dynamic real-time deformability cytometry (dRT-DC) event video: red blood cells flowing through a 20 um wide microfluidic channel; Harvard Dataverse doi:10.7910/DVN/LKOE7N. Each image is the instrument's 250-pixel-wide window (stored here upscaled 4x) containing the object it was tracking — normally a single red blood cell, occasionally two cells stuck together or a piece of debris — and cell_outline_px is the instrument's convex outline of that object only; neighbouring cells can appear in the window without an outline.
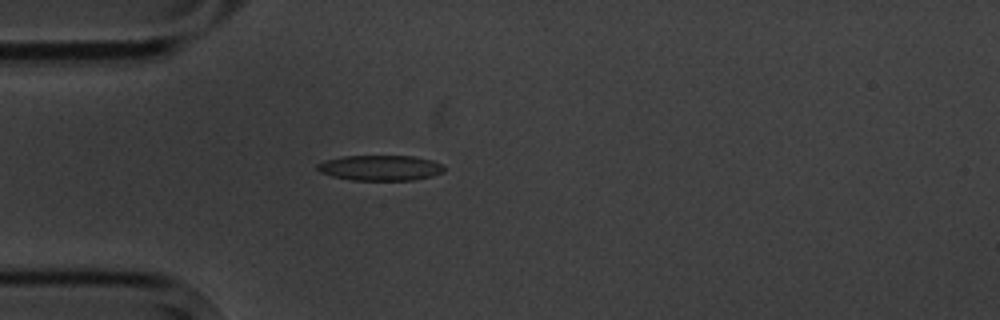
{"species": "common noctule bat (a hibernating species)", "species_latin": "Nyctalus noctula", "temperature_condition": "cold", "stored_images_in_passage": 2, "camera_frame_rate_fps": 3000, "um_per_image_px": 0.085, "animal": {"sex": "male", "body_mass_g": 20.1, "forearm_length_mm": 53.5}, "frame": {"image": 1, "passage_image": 2, "time_ms": 1.0, "image_size_px": [1000, 320], "cell_outline_px": [[444, 172], [432, 176], [412, 180], [352, 180], [332, 176], [320, 172], [316, 168], [316, 164], [324, 160], [344, 156], [416, 156], [432, 160], [440, 164], [444, 168]], "centroid_in_image_um": [32.31, 14.26], "position_along_channel_um": 52.7, "area_um2": 18.79}}